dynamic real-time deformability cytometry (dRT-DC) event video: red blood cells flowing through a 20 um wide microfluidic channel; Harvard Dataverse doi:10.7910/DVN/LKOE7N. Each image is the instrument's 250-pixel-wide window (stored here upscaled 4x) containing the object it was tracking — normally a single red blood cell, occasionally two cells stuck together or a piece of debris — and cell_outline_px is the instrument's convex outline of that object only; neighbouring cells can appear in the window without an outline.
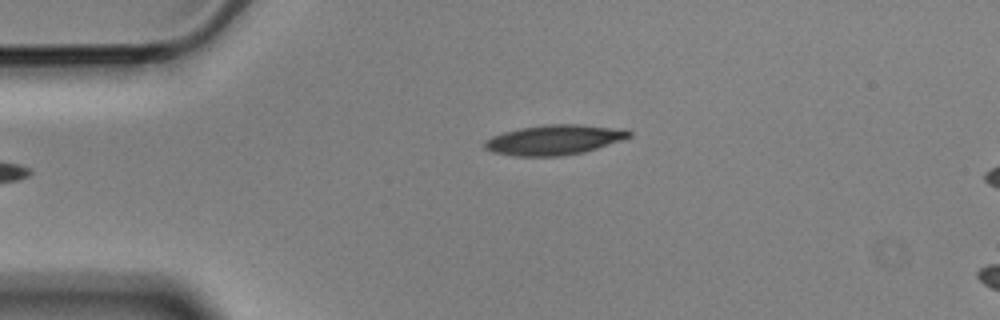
{"species": "Egyptian fruit bat (a non-hibernating species)", "species_latin": "Rousettus aegyptiacus", "temperature_condition": "cold", "stored_images_in_passage": 4, "camera_frame_rate_fps": 3000, "um_per_image_px": 0.085, "animal": {"sex": "male"}, "frame": {"image": 1, "passage_image": 4, "time_ms": 1.0, "image_size_px": [1000, 320], "cell_outline_px": [[632, 136], [584, 152], [560, 156], [512, 156], [492, 152], [484, 148], [484, 140], [492, 136], [504, 132], [520, 128], [548, 124], [580, 124], [628, 128], [632, 132]], "centroid_in_image_um": [47.12, 11.87], "position_along_channel_um": 37.9, "area_um2": 25.43}}